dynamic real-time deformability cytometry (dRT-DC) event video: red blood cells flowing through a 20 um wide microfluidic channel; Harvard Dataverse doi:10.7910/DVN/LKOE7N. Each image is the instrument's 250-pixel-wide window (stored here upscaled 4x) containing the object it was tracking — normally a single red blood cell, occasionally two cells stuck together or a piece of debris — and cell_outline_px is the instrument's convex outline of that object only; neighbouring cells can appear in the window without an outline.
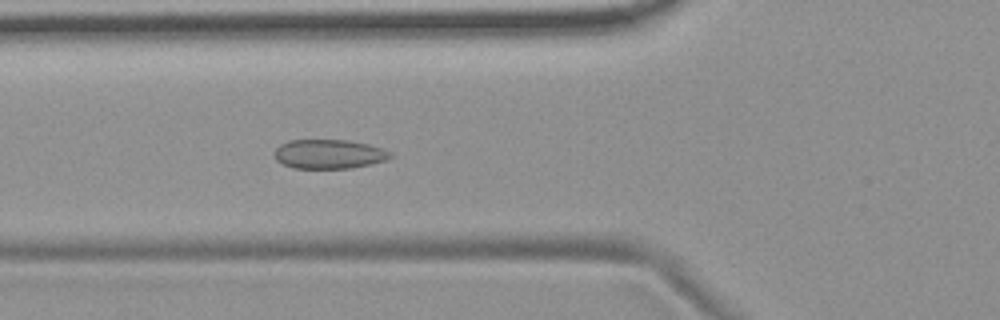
{"species": "common noctule bat (a hibernating species)", "species_latin": "Nyctalus noctula", "temperature_condition": "room temperature", "stored_images_in_passage": 53, "camera_frame_rate_fps": 3000, "um_per_image_px": 0.085, "animal": {"sex": "female", "body_mass_g": 19.9}, "frame": {"image": 1, "passage_image": 19, "time_ms": 6.0, "image_size_px": [1000, 320], "cell_outline_px": [[392, 156], [388, 160], [352, 168], [292, 168], [276, 160], [276, 148], [280, 144], [288, 140], [348, 140], [368, 144], [392, 152]], "centroid_in_image_um": [27.98, 13.09], "position_along_channel_um": 97.8, "area_um2": 19.71}}
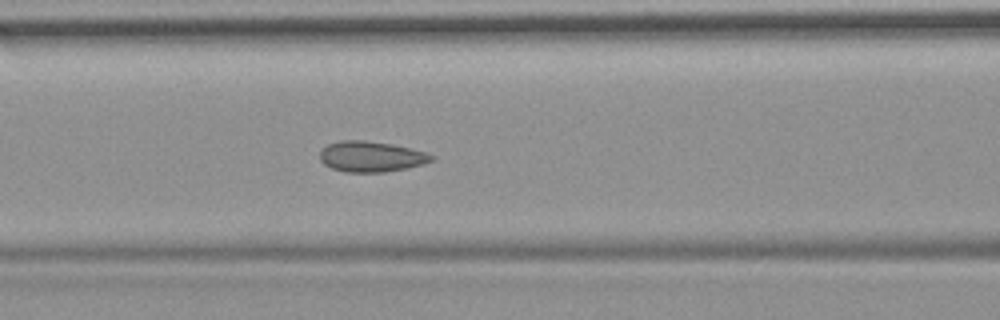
{"frame": {"image": 2, "passage_image": 22, "time_ms": 7.0, "image_size_px": [1000, 320], "cell_outline_px": [[436, 156], [432, 160], [424, 164], [408, 168], [384, 172], [344, 172], [332, 168], [324, 164], [320, 160], [320, 152], [328, 144], [340, 140], [364, 140], [392, 144], [412, 148]], "centroid_in_image_um": [31.56, 13.31], "position_along_channel_um": 135.0, "area_um2": 20.0}}
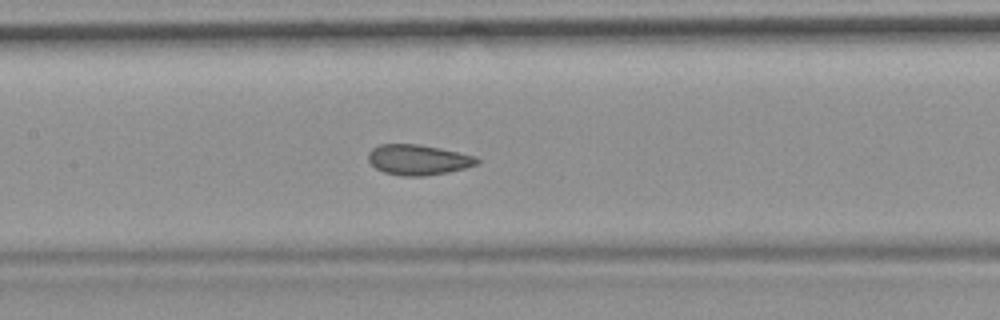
{"frame": {"image": 3, "passage_image": 25, "time_ms": 8.0, "image_size_px": [1000, 320], "cell_outline_px": [[480, 164], [448, 172], [424, 176], [400, 176], [384, 172], [376, 168], [368, 160], [368, 152], [372, 148], [380, 144], [416, 144], [440, 148], [476, 156], [480, 160]], "centroid_in_image_um": [35.55, 13.58], "position_along_channel_um": 171.8, "area_um2": 19.31}, "authors_computed_cell_mechanics": {"area_um2": 19.9988, "velocity_mm_per_s": 3.682, "shape_relaxation_time_tau1_ms": null, "shape_relaxation_time_tau2_ms": 1.2463, "deformation_change_tau1": null, "deformation_change_tau2": 0.0584}}